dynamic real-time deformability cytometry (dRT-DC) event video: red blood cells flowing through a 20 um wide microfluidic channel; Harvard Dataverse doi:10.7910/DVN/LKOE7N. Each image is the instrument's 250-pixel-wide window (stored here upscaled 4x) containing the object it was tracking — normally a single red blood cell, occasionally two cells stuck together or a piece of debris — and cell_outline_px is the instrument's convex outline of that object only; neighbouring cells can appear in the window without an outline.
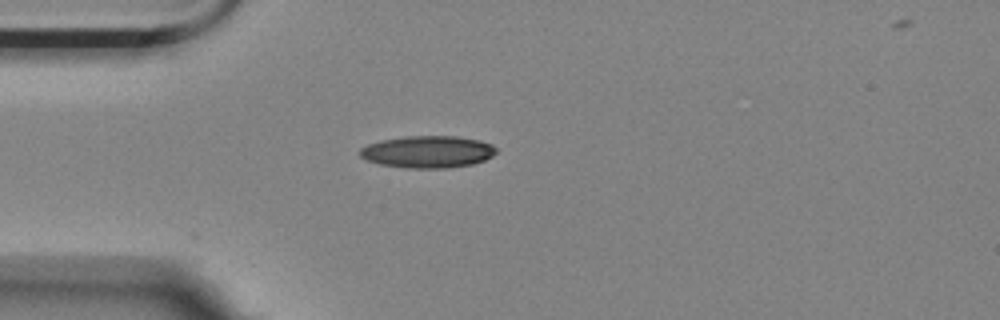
{"species": "Egyptian fruit bat (a non-hibernating species)", "species_latin": "Rousettus aegyptiacus", "temperature_condition": "room temperature", "stored_images_in_passage": 9, "camera_frame_rate_fps": 3000, "um_per_image_px": 0.085, "animal": {"sex": "female"}, "frame": {"image": 1, "passage_image": 4, "time_ms": 1.0, "image_size_px": [1000, 320], "cell_outline_px": [[496, 152], [492, 156], [484, 160], [472, 164], [448, 168], [404, 168], [380, 164], [368, 160], [360, 156], [360, 148], [368, 144], [380, 140], [408, 136], [456, 136], [480, 140], [492, 144], [496, 148]], "centroid_in_image_um": [36.36, 12.9], "position_along_channel_um": 48.6, "area_um2": 25.49}}
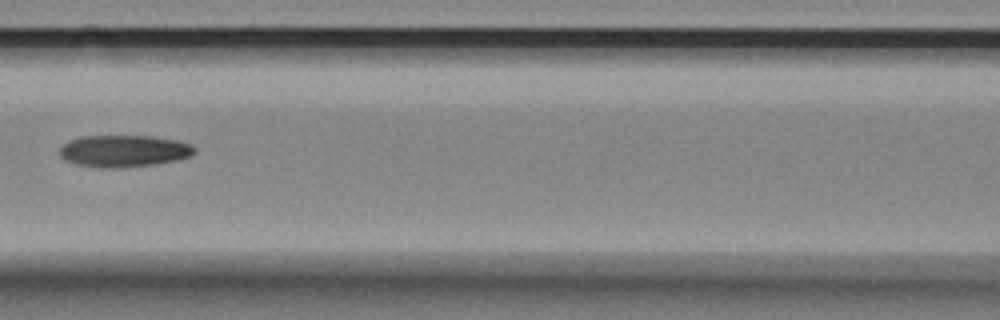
{"frame": {"image": 2, "passage_image": 7, "time_ms": 2.0, "image_size_px": [1000, 320], "cell_outline_px": [[196, 152], [188, 156], [176, 160], [152, 164], [116, 168], [100, 168], [76, 164], [64, 160], [60, 156], [60, 148], [68, 140], [80, 136], [152, 136], [176, 140], [192, 144], [196, 148]], "centroid_in_image_um": [10.5, 12.83], "position_along_channel_um": 156.1, "area_um2": 25.09}}
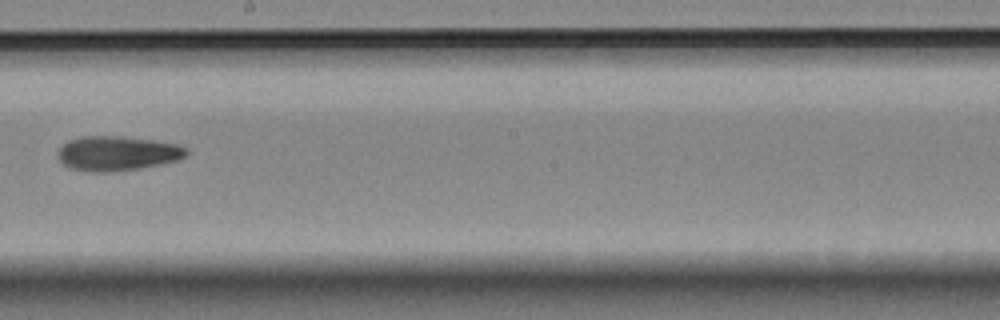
{"frame": {"image": 3, "passage_image": 9, "time_ms": 2.667, "image_size_px": [1000, 320], "cell_outline_px": [[188, 156], [176, 160], [160, 164], [140, 168], [112, 172], [92, 172], [72, 168], [64, 164], [60, 160], [60, 148], [68, 140], [80, 136], [116, 136], [156, 140], [176, 144], [188, 148]], "centroid_in_image_um": [10.01, 13.03], "position_along_channel_um": 238.2, "area_um2": 25.78}}